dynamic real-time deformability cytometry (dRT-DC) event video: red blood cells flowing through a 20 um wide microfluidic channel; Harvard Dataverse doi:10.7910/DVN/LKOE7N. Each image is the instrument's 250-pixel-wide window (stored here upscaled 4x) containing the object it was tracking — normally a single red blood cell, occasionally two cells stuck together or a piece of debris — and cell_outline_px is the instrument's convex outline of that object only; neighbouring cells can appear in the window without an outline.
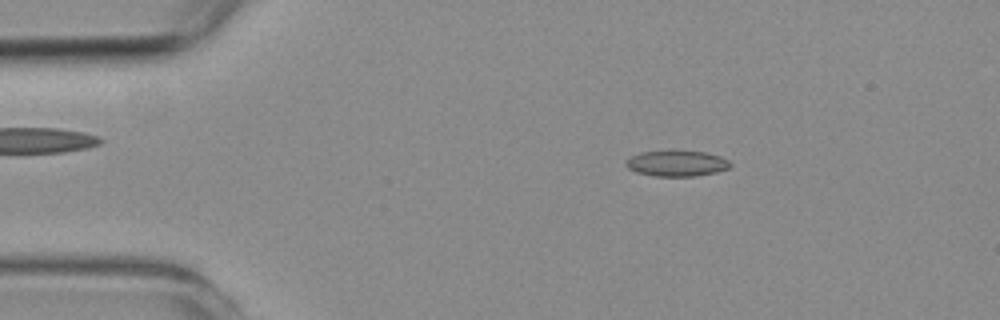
{"species": "common noctule bat (a hibernating species)", "species_latin": "Nyctalus noctula", "temperature_condition": "room temperature", "stored_images_in_passage": 52, "camera_frame_rate_fps": 3000, "um_per_image_px": 0.085, "animal": {"sex": "female", "body_mass_g": 19.3, "forearm_length_mm": 54.1}, "frame": {"image": 1, "passage_image": 8, "time_ms": 2.333, "image_size_px": [1000, 320], "cell_outline_px": [[732, 164], [728, 168], [716, 172], [696, 176], [652, 176], [636, 172], [628, 168], [624, 164], [624, 160], [628, 156], [640, 152], [704, 152], [720, 156], [728, 160]], "centroid_in_image_um": [57.46, 13.91], "position_along_channel_um": 27.5, "area_um2": 15.55}}
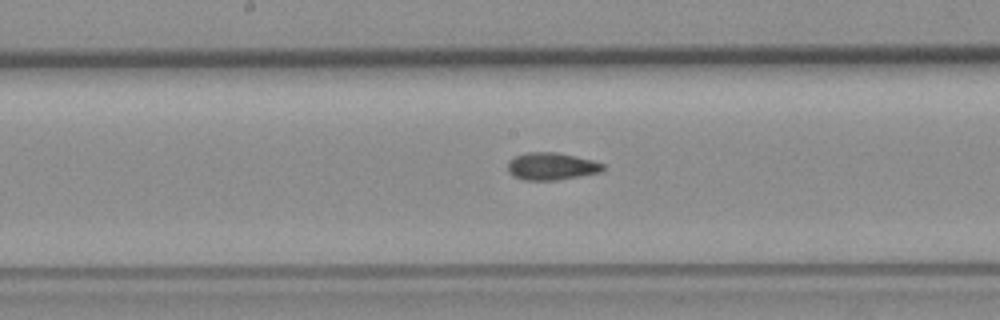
{"frame": {"image": 2, "passage_image": 26, "time_ms": 8.333, "image_size_px": [1000, 320], "cell_outline_px": [[604, 168], [600, 172], [580, 176], [556, 180], [524, 180], [512, 176], [508, 172], [508, 160], [516, 156], [528, 152], [556, 152], [576, 156], [592, 160], [604, 164]], "centroid_in_image_um": [46.85, 14.13], "position_along_channel_um": 201.4, "area_um2": 15.2}}
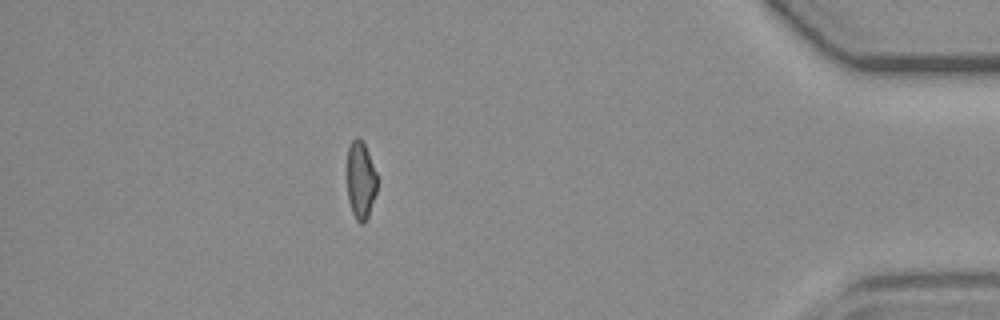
{"frame": {"image": 3, "passage_image": 46, "time_ms": 15.0, "image_size_px": [1000, 320], "cell_outline_px": [[376, 192], [368, 216], [364, 224], [360, 224], [356, 220], [352, 212], [348, 200], [348, 148], [352, 140], [356, 136], [364, 144], [368, 152], [376, 172]], "centroid_in_image_um": [30.65, 15.35], "position_along_channel_um": 404.5, "area_um2": 13.35}, "authors_computed_cell_mechanics": {"area_um2": 14.9991, "velocity_mm_per_s": 3.8269, "shape_relaxation_time_tau1_ms": null, "shape_relaxation_time_tau2_ms": 2.1886, "deformation_change_tau1": null, "deformation_change_tau2": 0.0847}}